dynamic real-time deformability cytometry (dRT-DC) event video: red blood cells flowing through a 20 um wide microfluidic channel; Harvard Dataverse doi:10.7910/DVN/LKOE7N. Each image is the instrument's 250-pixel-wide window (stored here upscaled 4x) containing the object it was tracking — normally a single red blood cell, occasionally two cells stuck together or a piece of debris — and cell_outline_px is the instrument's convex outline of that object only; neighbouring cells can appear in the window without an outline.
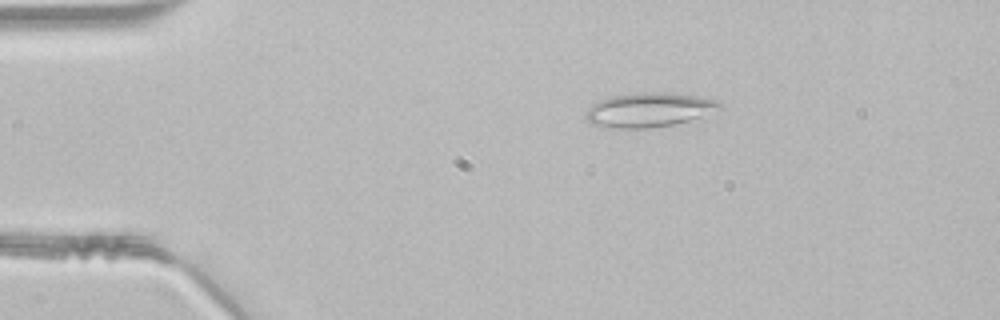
{"species": "common noctule bat (a hibernating species)", "species_latin": "Nyctalus noctula", "temperature_condition": "room temperature", "stored_images_in_passage": 40, "segment_of_instrument_passage": [1, 2], "camera_frame_rate_fps": 3000, "um_per_image_px": 0.085, "animal": {"sex": "male", "body_mass_g": 21.5, "forearm_length_mm": 52.0}, "frame": {"image": 1, "passage_image": 1, "time_ms": 0.0, "image_size_px": [1000, 320], "cell_outline_px": [[720, 108], [688, 120], [672, 124], [648, 128], [612, 128], [588, 124], [584, 116], [588, 108], [592, 104], [600, 100], [612, 96], [636, 92], [668, 92], [696, 96], [716, 100], [720, 104]], "centroid_in_image_um": [55.05, 9.33], "position_along_channel_um": 29.9, "area_um2": 26.53}}
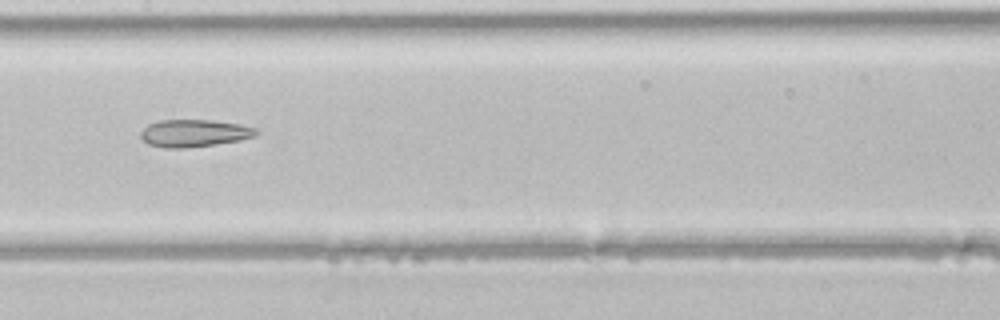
{"frame": {"image": 2, "passage_image": 16, "time_ms": 5.0, "image_size_px": [1000, 320], "cell_outline_px": [[260, 132], [256, 136], [240, 140], [216, 144], [184, 148], [164, 148], [148, 144], [140, 136], [140, 132], [148, 124], [156, 120], [212, 120], [240, 124], [256, 128]], "centroid_in_image_um": [16.51, 11.31], "position_along_channel_um": 190.9, "area_um2": 18.55}}
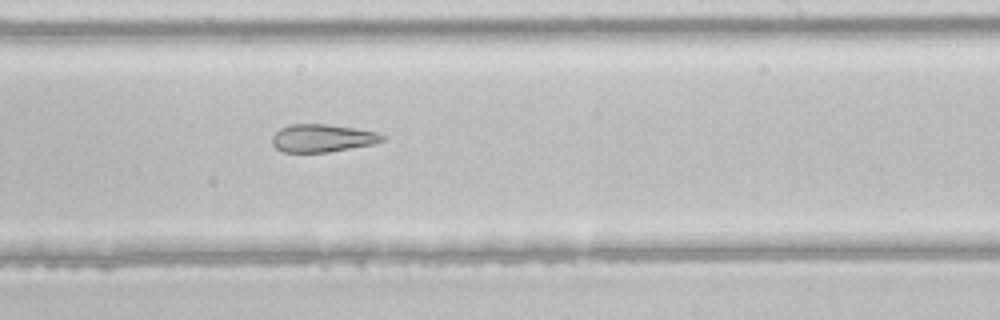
{"frame": {"image": 3, "passage_image": 21, "time_ms": 6.667, "image_size_px": [1000, 320], "cell_outline_px": [[384, 140], [372, 144], [328, 152], [284, 152], [276, 148], [272, 144], [272, 136], [280, 128], [288, 124], [328, 124], [376, 132], [384, 136]], "centroid_in_image_um": [27.35, 11.74], "position_along_channel_um": 261.7, "area_um2": 17.69}}